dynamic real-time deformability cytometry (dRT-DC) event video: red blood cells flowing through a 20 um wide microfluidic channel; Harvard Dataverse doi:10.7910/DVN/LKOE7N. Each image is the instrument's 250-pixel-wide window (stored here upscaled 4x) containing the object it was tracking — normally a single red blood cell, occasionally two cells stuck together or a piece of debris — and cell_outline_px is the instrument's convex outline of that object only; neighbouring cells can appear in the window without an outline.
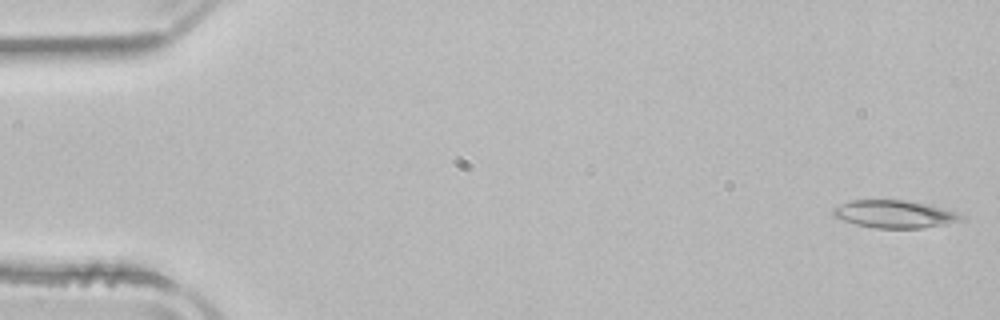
{"species": "common noctule bat (a hibernating species)", "species_latin": "Nyctalus noctula", "temperature_condition": "room temperature", "stored_images_in_passage": 51, "camera_frame_rate_fps": 3000, "um_per_image_px": 0.085, "animal": {"sex": "male", "body_mass_g": 21.5, "forearm_length_mm": 52.0}, "frame": {"image": 1, "passage_image": 1, "time_ms": 0.0, "image_size_px": [1000, 320], "cell_outline_px": [[968, 220], [948, 224], [920, 228], [876, 228], [856, 224], [832, 216], [832, 208], [840, 204], [852, 200], [908, 200], [932, 204], [956, 212], [964, 216]], "centroid_in_image_um": [76.1, 18.19], "position_along_channel_um": 8.9, "area_um2": 20.98}}
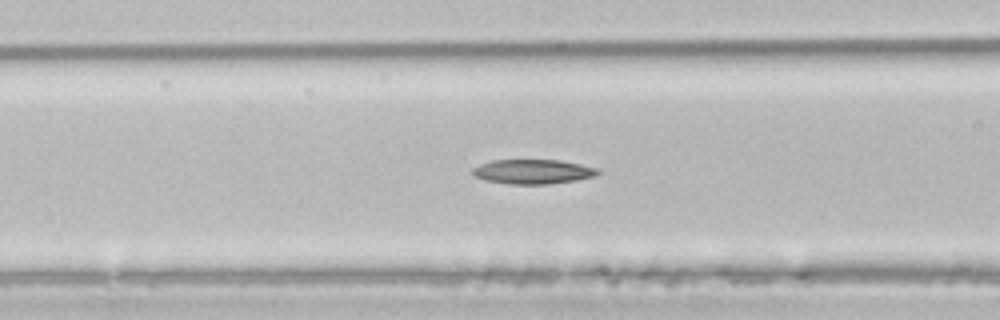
{"frame": {"image": 2, "passage_image": 20, "time_ms": 6.333, "image_size_px": [1000, 320], "cell_outline_px": [[600, 172], [596, 176], [576, 180], [548, 184], [508, 184], [484, 180], [472, 176], [472, 168], [480, 164], [492, 160], [560, 160], [600, 168]], "centroid_in_image_um": [45.29, 14.59], "position_along_channel_um": 121.3, "area_um2": 18.09}}
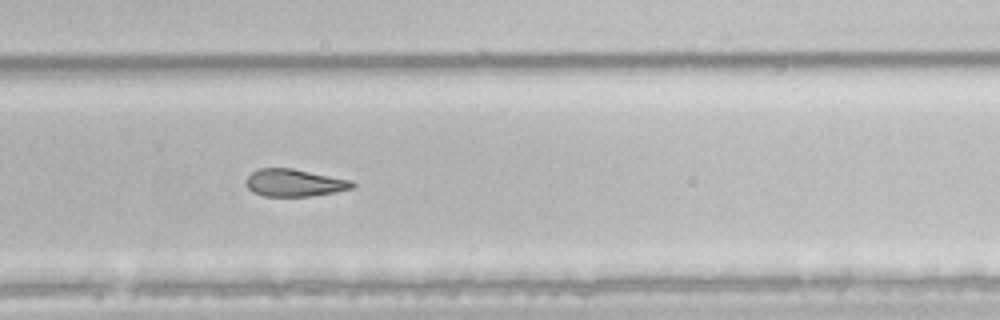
{"frame": {"image": 3, "passage_image": 34, "time_ms": 11.0, "image_size_px": [1000, 320], "cell_outline_px": [[356, 184], [352, 188], [336, 192], [308, 196], [264, 196], [252, 192], [248, 188], [248, 176], [252, 172], [260, 168], [292, 168], [352, 180]], "centroid_in_image_um": [25.05, 15.53], "position_along_channel_um": 304.7, "area_um2": 16.82}}